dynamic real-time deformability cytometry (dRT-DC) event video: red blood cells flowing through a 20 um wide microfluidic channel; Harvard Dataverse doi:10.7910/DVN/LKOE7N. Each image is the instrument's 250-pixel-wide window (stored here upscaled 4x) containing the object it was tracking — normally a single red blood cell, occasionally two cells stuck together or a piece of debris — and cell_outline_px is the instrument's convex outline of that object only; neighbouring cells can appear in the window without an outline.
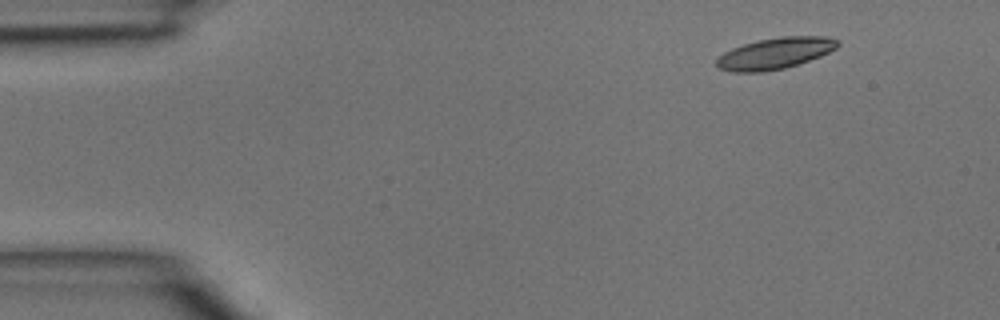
{"species": "common noctule bat (a hibernating species)", "species_latin": "Nyctalus noctula", "temperature_condition": "room temperature", "stored_images_in_passage": 3, "camera_frame_rate_fps": 3000, "um_per_image_px": 0.085, "animal": {"sex": "male", "body_mass_g": 15.6}, "frame": {"image": 1, "passage_image": 1, "time_ms": 0.0, "image_size_px": [1000, 320], "cell_outline_px": [[840, 44], [836, 48], [820, 56], [784, 68], [764, 72], [732, 72], [716, 68], [716, 60], [724, 52], [732, 48], [744, 44], [760, 40], [780, 36], [828, 36], [840, 40]], "centroid_in_image_um": [65.88, 4.53], "position_along_channel_um": 19.1, "area_um2": 22.08}}
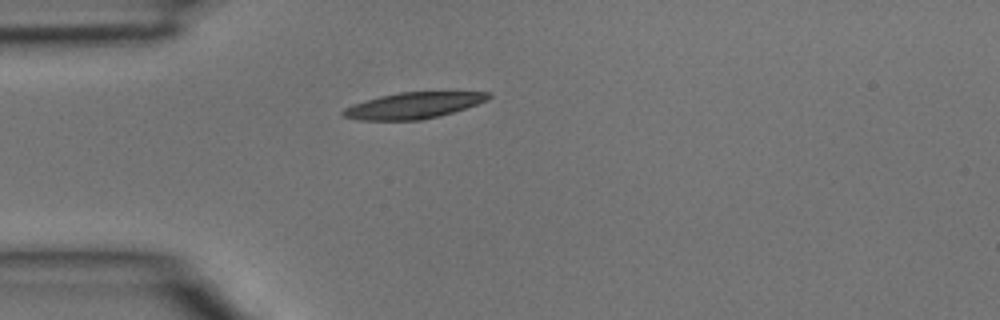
{"frame": {"image": 2, "passage_image": 3, "time_ms": 0.667, "image_size_px": [1000, 320], "cell_outline_px": [[492, 96], [488, 100], [440, 116], [420, 120], [356, 120], [344, 116], [340, 112], [344, 108], [352, 104], [364, 100], [380, 96], [400, 92], [492, 92]], "centroid_in_image_um": [35.11, 8.96], "position_along_channel_um": 49.9, "area_um2": 22.14}}